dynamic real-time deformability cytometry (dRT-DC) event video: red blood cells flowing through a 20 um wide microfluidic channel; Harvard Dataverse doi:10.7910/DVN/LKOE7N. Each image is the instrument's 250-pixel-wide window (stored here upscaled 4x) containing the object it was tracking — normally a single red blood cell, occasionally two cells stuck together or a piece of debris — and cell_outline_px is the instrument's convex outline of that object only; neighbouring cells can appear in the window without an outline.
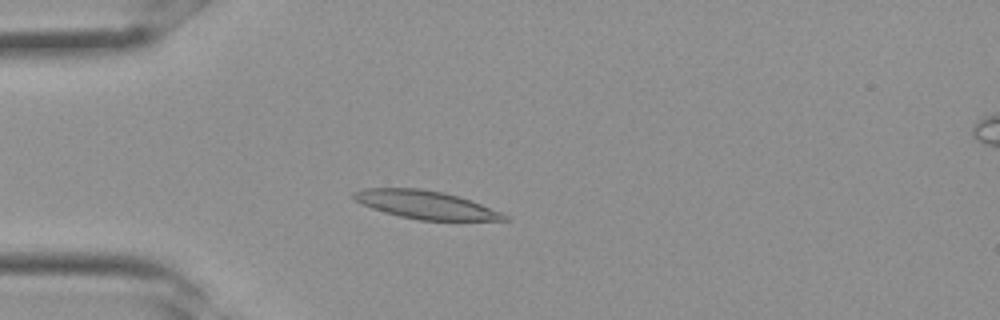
{"species": "Egyptian fruit bat (a non-hibernating species)", "species_latin": "Rousettus aegyptiacus", "temperature_condition": "room temperature", "stored_images_in_passage": 32, "camera_frame_rate_fps": 3000, "um_per_image_px": 0.085, "frame": {"image": 1, "passage_image": 8, "time_ms": 2.333, "image_size_px": [1000, 320], "cell_outline_px": [[512, 220], [420, 220], [400, 216], [384, 212], [372, 208], [356, 200], [352, 196], [352, 192], [360, 188], [420, 188], [444, 192], [480, 204], [500, 212], [508, 216]], "centroid_in_image_um": [36.14, 17.4], "position_along_channel_um": 48.9, "area_um2": 24.33}}
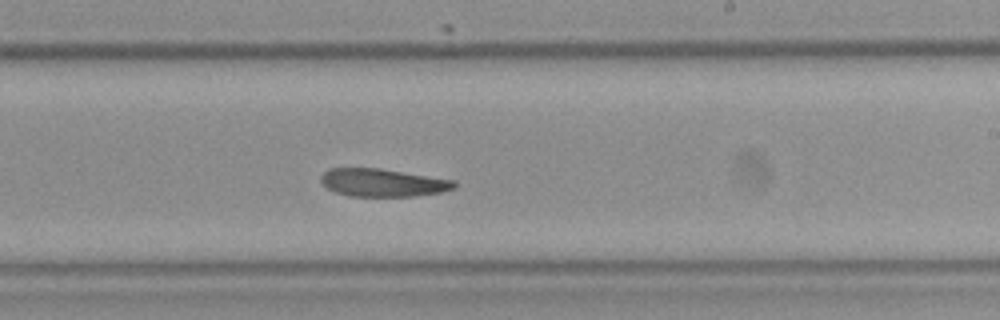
{"frame": {"image": 2, "passage_image": 19, "time_ms": 6.0, "image_size_px": [1000, 320], "cell_outline_px": [[456, 188], [440, 192], [412, 196], [348, 196], [336, 192], [328, 188], [320, 180], [320, 176], [328, 168], [380, 168], [456, 180]], "centroid_in_image_um": [32.54, 15.52], "position_along_channel_um": 256.5, "area_um2": 21.68}}
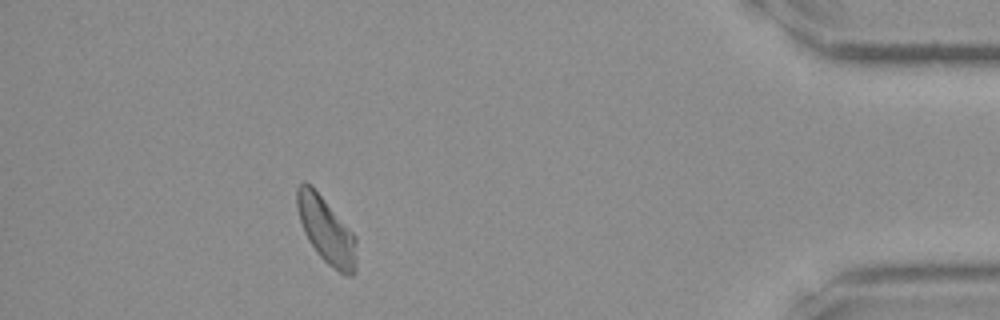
{"frame": {"image": 3, "passage_image": 29, "time_ms": 9.333, "image_size_px": [1000, 320], "cell_outline_px": [[356, 272], [352, 276], [344, 276], [332, 268], [316, 252], [308, 240], [304, 232], [296, 208], [296, 188], [304, 180], [324, 200], [356, 236]], "centroid_in_image_um": [27.74, 19.64], "position_along_channel_um": 407.5, "area_um2": 22.77}}